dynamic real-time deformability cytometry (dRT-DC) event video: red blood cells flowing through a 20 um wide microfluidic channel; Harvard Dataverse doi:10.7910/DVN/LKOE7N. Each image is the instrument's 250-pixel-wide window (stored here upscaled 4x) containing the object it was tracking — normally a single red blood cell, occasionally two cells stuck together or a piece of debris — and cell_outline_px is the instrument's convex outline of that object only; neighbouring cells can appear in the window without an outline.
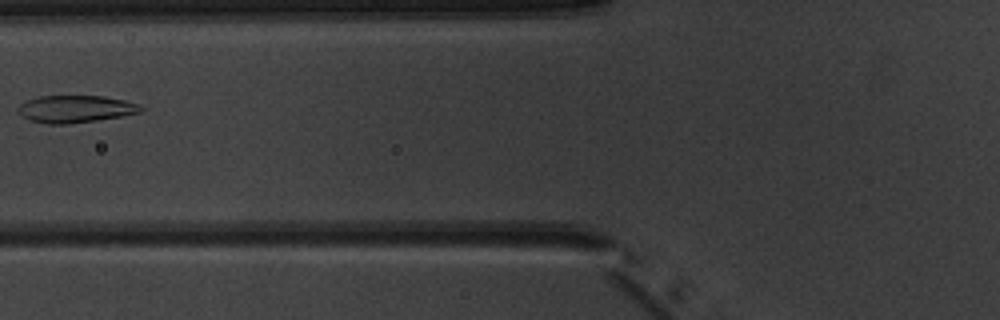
{"species": "common noctule bat (a hibernating species)", "species_latin": "Nyctalus noctula", "temperature_condition": "warm", "stored_images_in_passage": 6, "camera_frame_rate_fps": 3000, "um_per_image_px": 0.085, "animal": {"sex": "male", "body_mass_g": 20.1, "forearm_length_mm": 53.5}, "frame": {"image": 1, "passage_image": 5, "time_ms": 5.667, "image_size_px": [1000, 320], "cell_outline_px": [[144, 108], [140, 112], [124, 116], [68, 124], [48, 124], [32, 120], [20, 116], [16, 108], [20, 104], [28, 100], [40, 96], [104, 96], [124, 100], [140, 104]], "centroid_in_image_um": [6.42, 9.26], "position_along_channel_um": 119.4, "area_um2": 19.54}}
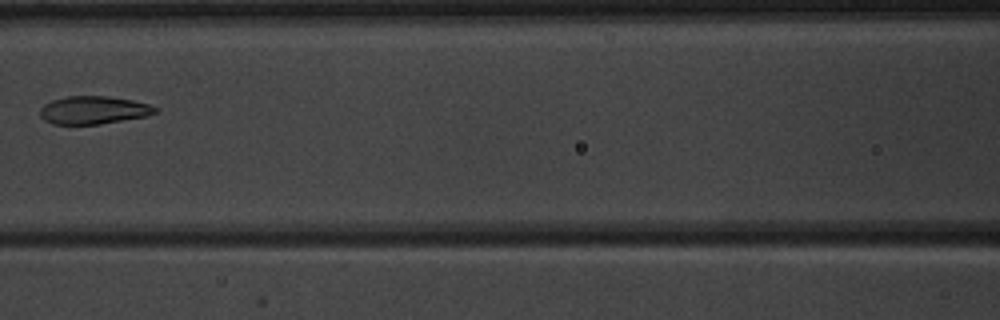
{"frame": {"image": 2, "passage_image": 6, "time_ms": 6.667, "image_size_px": [1000, 320], "cell_outline_px": [[156, 112], [148, 116], [100, 124], [52, 124], [44, 120], [40, 116], [40, 108], [44, 104], [52, 100], [64, 96], [108, 96], [132, 100], [148, 104], [156, 108]], "centroid_in_image_um": [7.91, 9.36], "position_along_channel_um": 158.7, "area_um2": 18.79}}